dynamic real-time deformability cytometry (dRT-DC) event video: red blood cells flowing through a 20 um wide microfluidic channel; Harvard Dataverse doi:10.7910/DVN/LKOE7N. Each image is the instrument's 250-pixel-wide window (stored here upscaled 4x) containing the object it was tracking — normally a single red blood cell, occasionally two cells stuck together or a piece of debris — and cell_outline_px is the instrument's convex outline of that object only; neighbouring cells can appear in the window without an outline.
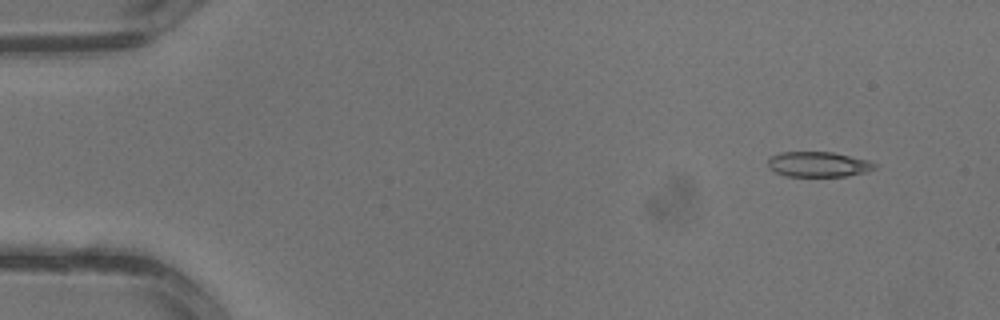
{"species": "common noctule bat (a hibernating species)", "species_latin": "Nyctalus noctula", "temperature_condition": "warm", "stored_images_in_passage": 2, "camera_frame_rate_fps": 3000, "um_per_image_px": 0.085, "animal": {"sex": "male", "body_mass_g": 13.3}, "frame": {"image": 1, "passage_image": 1, "time_ms": 0.0, "image_size_px": [1000, 320], "cell_outline_px": [[876, 168], [868, 172], [844, 176], [784, 176], [768, 168], [768, 160], [772, 156], [780, 152], [832, 152], [868, 160], [876, 164]], "centroid_in_image_um": [69.55, 13.97], "position_along_channel_um": 15.4, "area_um2": 15.66}}